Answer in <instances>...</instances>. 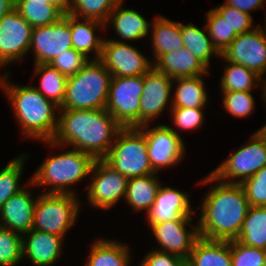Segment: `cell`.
<instances>
[{
    "mask_svg": "<svg viewBox=\"0 0 266 266\" xmlns=\"http://www.w3.org/2000/svg\"><path fill=\"white\" fill-rule=\"evenodd\" d=\"M14 8L15 4L11 0H0V20Z\"/></svg>",
    "mask_w": 266,
    "mask_h": 266,
    "instance_id": "7dc6e473",
    "label": "cell"
},
{
    "mask_svg": "<svg viewBox=\"0 0 266 266\" xmlns=\"http://www.w3.org/2000/svg\"><path fill=\"white\" fill-rule=\"evenodd\" d=\"M173 79L152 67L143 75L140 97V127L152 123L167 106L172 108ZM170 102V103H169Z\"/></svg>",
    "mask_w": 266,
    "mask_h": 266,
    "instance_id": "9a60e30c",
    "label": "cell"
},
{
    "mask_svg": "<svg viewBox=\"0 0 266 266\" xmlns=\"http://www.w3.org/2000/svg\"><path fill=\"white\" fill-rule=\"evenodd\" d=\"M10 71L0 76V88L11 103L14 118L26 138L51 141L57 131L60 107L30 85L9 81Z\"/></svg>",
    "mask_w": 266,
    "mask_h": 266,
    "instance_id": "3957f363",
    "label": "cell"
},
{
    "mask_svg": "<svg viewBox=\"0 0 266 266\" xmlns=\"http://www.w3.org/2000/svg\"><path fill=\"white\" fill-rule=\"evenodd\" d=\"M112 77L141 76L147 73L153 62L130 43L104 39L99 59Z\"/></svg>",
    "mask_w": 266,
    "mask_h": 266,
    "instance_id": "4fadbf2b",
    "label": "cell"
},
{
    "mask_svg": "<svg viewBox=\"0 0 266 266\" xmlns=\"http://www.w3.org/2000/svg\"><path fill=\"white\" fill-rule=\"evenodd\" d=\"M228 6L234 7L242 12L251 14L252 12L264 6L265 0H224Z\"/></svg>",
    "mask_w": 266,
    "mask_h": 266,
    "instance_id": "f6af8a7d",
    "label": "cell"
},
{
    "mask_svg": "<svg viewBox=\"0 0 266 266\" xmlns=\"http://www.w3.org/2000/svg\"><path fill=\"white\" fill-rule=\"evenodd\" d=\"M153 67L172 79L207 75L210 71L185 47L162 54L153 63Z\"/></svg>",
    "mask_w": 266,
    "mask_h": 266,
    "instance_id": "7402d4cb",
    "label": "cell"
},
{
    "mask_svg": "<svg viewBox=\"0 0 266 266\" xmlns=\"http://www.w3.org/2000/svg\"><path fill=\"white\" fill-rule=\"evenodd\" d=\"M58 127L51 141H43L52 148L67 145L104 159L123 128L106 109L74 110L60 109Z\"/></svg>",
    "mask_w": 266,
    "mask_h": 266,
    "instance_id": "6da1fadb",
    "label": "cell"
},
{
    "mask_svg": "<svg viewBox=\"0 0 266 266\" xmlns=\"http://www.w3.org/2000/svg\"><path fill=\"white\" fill-rule=\"evenodd\" d=\"M235 240L266 251V207H249Z\"/></svg>",
    "mask_w": 266,
    "mask_h": 266,
    "instance_id": "1f68e13d",
    "label": "cell"
},
{
    "mask_svg": "<svg viewBox=\"0 0 266 266\" xmlns=\"http://www.w3.org/2000/svg\"><path fill=\"white\" fill-rule=\"evenodd\" d=\"M261 89L263 92L262 99H264L263 102H265L264 104H266V77L265 79H263V86Z\"/></svg>",
    "mask_w": 266,
    "mask_h": 266,
    "instance_id": "c3c4849f",
    "label": "cell"
},
{
    "mask_svg": "<svg viewBox=\"0 0 266 266\" xmlns=\"http://www.w3.org/2000/svg\"><path fill=\"white\" fill-rule=\"evenodd\" d=\"M232 266H266V251L230 240Z\"/></svg>",
    "mask_w": 266,
    "mask_h": 266,
    "instance_id": "f35d334b",
    "label": "cell"
},
{
    "mask_svg": "<svg viewBox=\"0 0 266 266\" xmlns=\"http://www.w3.org/2000/svg\"><path fill=\"white\" fill-rule=\"evenodd\" d=\"M180 30L183 39V45L188 48L192 54L201 61L209 70L212 56L221 57V54L214 47L210 39L206 26L199 28L192 22L188 24L180 23Z\"/></svg>",
    "mask_w": 266,
    "mask_h": 266,
    "instance_id": "f1b7e54d",
    "label": "cell"
},
{
    "mask_svg": "<svg viewBox=\"0 0 266 266\" xmlns=\"http://www.w3.org/2000/svg\"><path fill=\"white\" fill-rule=\"evenodd\" d=\"M22 235L0 226V266H17L23 260Z\"/></svg>",
    "mask_w": 266,
    "mask_h": 266,
    "instance_id": "8d00e7d4",
    "label": "cell"
},
{
    "mask_svg": "<svg viewBox=\"0 0 266 266\" xmlns=\"http://www.w3.org/2000/svg\"><path fill=\"white\" fill-rule=\"evenodd\" d=\"M139 266H186V259L179 255L155 249L150 250L142 258Z\"/></svg>",
    "mask_w": 266,
    "mask_h": 266,
    "instance_id": "ee69618b",
    "label": "cell"
},
{
    "mask_svg": "<svg viewBox=\"0 0 266 266\" xmlns=\"http://www.w3.org/2000/svg\"><path fill=\"white\" fill-rule=\"evenodd\" d=\"M157 173L128 179L124 201L133 212L147 211L155 201L161 181Z\"/></svg>",
    "mask_w": 266,
    "mask_h": 266,
    "instance_id": "83f0119b",
    "label": "cell"
},
{
    "mask_svg": "<svg viewBox=\"0 0 266 266\" xmlns=\"http://www.w3.org/2000/svg\"><path fill=\"white\" fill-rule=\"evenodd\" d=\"M85 266H129L131 252L127 244L118 240L98 238L90 245Z\"/></svg>",
    "mask_w": 266,
    "mask_h": 266,
    "instance_id": "484cf974",
    "label": "cell"
},
{
    "mask_svg": "<svg viewBox=\"0 0 266 266\" xmlns=\"http://www.w3.org/2000/svg\"><path fill=\"white\" fill-rule=\"evenodd\" d=\"M221 56L226 61L244 65L263 79L266 75V40L258 26L238 34Z\"/></svg>",
    "mask_w": 266,
    "mask_h": 266,
    "instance_id": "2e32d148",
    "label": "cell"
},
{
    "mask_svg": "<svg viewBox=\"0 0 266 266\" xmlns=\"http://www.w3.org/2000/svg\"><path fill=\"white\" fill-rule=\"evenodd\" d=\"M111 73L100 60H90L77 74L68 77L60 109H106Z\"/></svg>",
    "mask_w": 266,
    "mask_h": 266,
    "instance_id": "5b68a950",
    "label": "cell"
},
{
    "mask_svg": "<svg viewBox=\"0 0 266 266\" xmlns=\"http://www.w3.org/2000/svg\"><path fill=\"white\" fill-rule=\"evenodd\" d=\"M27 186L17 194L11 196L0 208V226L21 235L33 227L34 207L37 197L33 198L30 187L31 179Z\"/></svg>",
    "mask_w": 266,
    "mask_h": 266,
    "instance_id": "d6986e66",
    "label": "cell"
},
{
    "mask_svg": "<svg viewBox=\"0 0 266 266\" xmlns=\"http://www.w3.org/2000/svg\"><path fill=\"white\" fill-rule=\"evenodd\" d=\"M121 0H69L68 14L103 24Z\"/></svg>",
    "mask_w": 266,
    "mask_h": 266,
    "instance_id": "836d02e7",
    "label": "cell"
},
{
    "mask_svg": "<svg viewBox=\"0 0 266 266\" xmlns=\"http://www.w3.org/2000/svg\"><path fill=\"white\" fill-rule=\"evenodd\" d=\"M237 34H242L253 30V16L246 12H242L225 3L214 9Z\"/></svg>",
    "mask_w": 266,
    "mask_h": 266,
    "instance_id": "7bdbcfd3",
    "label": "cell"
},
{
    "mask_svg": "<svg viewBox=\"0 0 266 266\" xmlns=\"http://www.w3.org/2000/svg\"><path fill=\"white\" fill-rule=\"evenodd\" d=\"M63 237L31 229L22 235L23 259L34 266H53L61 257Z\"/></svg>",
    "mask_w": 266,
    "mask_h": 266,
    "instance_id": "ffe728a7",
    "label": "cell"
},
{
    "mask_svg": "<svg viewBox=\"0 0 266 266\" xmlns=\"http://www.w3.org/2000/svg\"><path fill=\"white\" fill-rule=\"evenodd\" d=\"M33 27L14 8L0 20V68L23 60Z\"/></svg>",
    "mask_w": 266,
    "mask_h": 266,
    "instance_id": "5bb4252c",
    "label": "cell"
},
{
    "mask_svg": "<svg viewBox=\"0 0 266 266\" xmlns=\"http://www.w3.org/2000/svg\"><path fill=\"white\" fill-rule=\"evenodd\" d=\"M241 185L250 206L266 207V166L246 179Z\"/></svg>",
    "mask_w": 266,
    "mask_h": 266,
    "instance_id": "60d3db41",
    "label": "cell"
},
{
    "mask_svg": "<svg viewBox=\"0 0 266 266\" xmlns=\"http://www.w3.org/2000/svg\"><path fill=\"white\" fill-rule=\"evenodd\" d=\"M252 91H233L221 92L223 95V108L226 112L236 118H245L253 114L255 107V99Z\"/></svg>",
    "mask_w": 266,
    "mask_h": 266,
    "instance_id": "74e56055",
    "label": "cell"
},
{
    "mask_svg": "<svg viewBox=\"0 0 266 266\" xmlns=\"http://www.w3.org/2000/svg\"><path fill=\"white\" fill-rule=\"evenodd\" d=\"M104 159L128 179L157 173L150 163L145 133L139 127L122 128Z\"/></svg>",
    "mask_w": 266,
    "mask_h": 266,
    "instance_id": "8992f818",
    "label": "cell"
},
{
    "mask_svg": "<svg viewBox=\"0 0 266 266\" xmlns=\"http://www.w3.org/2000/svg\"><path fill=\"white\" fill-rule=\"evenodd\" d=\"M87 203L96 209L110 210L124 200L128 178L120 174L105 159H96L90 173Z\"/></svg>",
    "mask_w": 266,
    "mask_h": 266,
    "instance_id": "30bf717a",
    "label": "cell"
},
{
    "mask_svg": "<svg viewBox=\"0 0 266 266\" xmlns=\"http://www.w3.org/2000/svg\"><path fill=\"white\" fill-rule=\"evenodd\" d=\"M15 9L33 28L49 26L64 17L57 6L38 0H17Z\"/></svg>",
    "mask_w": 266,
    "mask_h": 266,
    "instance_id": "d6a6232c",
    "label": "cell"
},
{
    "mask_svg": "<svg viewBox=\"0 0 266 266\" xmlns=\"http://www.w3.org/2000/svg\"><path fill=\"white\" fill-rule=\"evenodd\" d=\"M186 266H232L230 241L199 237L186 260Z\"/></svg>",
    "mask_w": 266,
    "mask_h": 266,
    "instance_id": "d4e9b609",
    "label": "cell"
},
{
    "mask_svg": "<svg viewBox=\"0 0 266 266\" xmlns=\"http://www.w3.org/2000/svg\"><path fill=\"white\" fill-rule=\"evenodd\" d=\"M81 202L78 195L40 193L34 207L32 229L66 237L77 221Z\"/></svg>",
    "mask_w": 266,
    "mask_h": 266,
    "instance_id": "52a82bcc",
    "label": "cell"
},
{
    "mask_svg": "<svg viewBox=\"0 0 266 266\" xmlns=\"http://www.w3.org/2000/svg\"><path fill=\"white\" fill-rule=\"evenodd\" d=\"M95 160L92 155L74 148L50 155L30 177L32 187H51L43 193L77 195L73 185L90 176Z\"/></svg>",
    "mask_w": 266,
    "mask_h": 266,
    "instance_id": "277c9868",
    "label": "cell"
},
{
    "mask_svg": "<svg viewBox=\"0 0 266 266\" xmlns=\"http://www.w3.org/2000/svg\"><path fill=\"white\" fill-rule=\"evenodd\" d=\"M98 29L99 31H106L105 24L96 20L81 19L70 15L72 48L83 53L90 60L89 54L93 52L94 58L92 60H99L105 38L96 35Z\"/></svg>",
    "mask_w": 266,
    "mask_h": 266,
    "instance_id": "603a6c76",
    "label": "cell"
},
{
    "mask_svg": "<svg viewBox=\"0 0 266 266\" xmlns=\"http://www.w3.org/2000/svg\"><path fill=\"white\" fill-rule=\"evenodd\" d=\"M189 194L170 186H159L152 207L146 213L148 225L171 220H194Z\"/></svg>",
    "mask_w": 266,
    "mask_h": 266,
    "instance_id": "ac0fdd59",
    "label": "cell"
},
{
    "mask_svg": "<svg viewBox=\"0 0 266 266\" xmlns=\"http://www.w3.org/2000/svg\"><path fill=\"white\" fill-rule=\"evenodd\" d=\"M89 61L83 53L71 48L59 54L50 64L68 78L77 74Z\"/></svg>",
    "mask_w": 266,
    "mask_h": 266,
    "instance_id": "b9f144b4",
    "label": "cell"
},
{
    "mask_svg": "<svg viewBox=\"0 0 266 266\" xmlns=\"http://www.w3.org/2000/svg\"><path fill=\"white\" fill-rule=\"evenodd\" d=\"M220 58L228 64H224L225 69L220 80L221 92L253 91L263 86V78L256 72L244 65L226 61L222 56Z\"/></svg>",
    "mask_w": 266,
    "mask_h": 266,
    "instance_id": "f546056e",
    "label": "cell"
},
{
    "mask_svg": "<svg viewBox=\"0 0 266 266\" xmlns=\"http://www.w3.org/2000/svg\"><path fill=\"white\" fill-rule=\"evenodd\" d=\"M143 75L112 77L106 110L123 128L140 127V97Z\"/></svg>",
    "mask_w": 266,
    "mask_h": 266,
    "instance_id": "9c48e42d",
    "label": "cell"
},
{
    "mask_svg": "<svg viewBox=\"0 0 266 266\" xmlns=\"http://www.w3.org/2000/svg\"><path fill=\"white\" fill-rule=\"evenodd\" d=\"M198 183L213 184L201 201L197 223L199 237L235 240L250 207L244 188L241 184L221 182L210 173Z\"/></svg>",
    "mask_w": 266,
    "mask_h": 266,
    "instance_id": "7a4b0ae2",
    "label": "cell"
},
{
    "mask_svg": "<svg viewBox=\"0 0 266 266\" xmlns=\"http://www.w3.org/2000/svg\"><path fill=\"white\" fill-rule=\"evenodd\" d=\"M34 75H38L39 86L32 85L45 98L61 107L64 102L67 77L51 64H34Z\"/></svg>",
    "mask_w": 266,
    "mask_h": 266,
    "instance_id": "4dcf8cb0",
    "label": "cell"
},
{
    "mask_svg": "<svg viewBox=\"0 0 266 266\" xmlns=\"http://www.w3.org/2000/svg\"><path fill=\"white\" fill-rule=\"evenodd\" d=\"M247 145L225 159L210 174L217 180L229 184H242L266 166V141L256 131ZM238 178V179H237Z\"/></svg>",
    "mask_w": 266,
    "mask_h": 266,
    "instance_id": "ba28073f",
    "label": "cell"
},
{
    "mask_svg": "<svg viewBox=\"0 0 266 266\" xmlns=\"http://www.w3.org/2000/svg\"><path fill=\"white\" fill-rule=\"evenodd\" d=\"M265 16H266V14H265ZM264 22H265V23H264V27H265V28H263L261 25L259 26V24H258V27H259V29H260V31H261V33H262L264 39L266 40V17H265Z\"/></svg>",
    "mask_w": 266,
    "mask_h": 266,
    "instance_id": "f907efd6",
    "label": "cell"
},
{
    "mask_svg": "<svg viewBox=\"0 0 266 266\" xmlns=\"http://www.w3.org/2000/svg\"><path fill=\"white\" fill-rule=\"evenodd\" d=\"M150 124L139 127L146 136L148 155L153 169L159 171L169 166H178L186 148L184 140L166 124Z\"/></svg>",
    "mask_w": 266,
    "mask_h": 266,
    "instance_id": "8fae6325",
    "label": "cell"
},
{
    "mask_svg": "<svg viewBox=\"0 0 266 266\" xmlns=\"http://www.w3.org/2000/svg\"><path fill=\"white\" fill-rule=\"evenodd\" d=\"M26 154H20L13 158L5 167L0 170V208L13 195L20 192L26 186L20 185Z\"/></svg>",
    "mask_w": 266,
    "mask_h": 266,
    "instance_id": "e575fe53",
    "label": "cell"
},
{
    "mask_svg": "<svg viewBox=\"0 0 266 266\" xmlns=\"http://www.w3.org/2000/svg\"><path fill=\"white\" fill-rule=\"evenodd\" d=\"M57 6L64 14L68 13L69 0H38Z\"/></svg>",
    "mask_w": 266,
    "mask_h": 266,
    "instance_id": "bcb514c9",
    "label": "cell"
},
{
    "mask_svg": "<svg viewBox=\"0 0 266 266\" xmlns=\"http://www.w3.org/2000/svg\"><path fill=\"white\" fill-rule=\"evenodd\" d=\"M203 109L204 108H171V120H173L172 122L175 127L169 126V128L180 137L181 134H179V131H176L174 128L177 127V129L184 131H192L201 128L205 118V111Z\"/></svg>",
    "mask_w": 266,
    "mask_h": 266,
    "instance_id": "ab89813d",
    "label": "cell"
},
{
    "mask_svg": "<svg viewBox=\"0 0 266 266\" xmlns=\"http://www.w3.org/2000/svg\"><path fill=\"white\" fill-rule=\"evenodd\" d=\"M257 132L265 139L266 141V124H264Z\"/></svg>",
    "mask_w": 266,
    "mask_h": 266,
    "instance_id": "681fc988",
    "label": "cell"
},
{
    "mask_svg": "<svg viewBox=\"0 0 266 266\" xmlns=\"http://www.w3.org/2000/svg\"><path fill=\"white\" fill-rule=\"evenodd\" d=\"M123 1L124 0H121L111 11L105 22V28H109V25H112L117 36L121 38L119 40H117V38H112L111 40L133 42L134 40L147 38V36H149L151 22L149 23V21L135 9L122 7Z\"/></svg>",
    "mask_w": 266,
    "mask_h": 266,
    "instance_id": "44dd1931",
    "label": "cell"
},
{
    "mask_svg": "<svg viewBox=\"0 0 266 266\" xmlns=\"http://www.w3.org/2000/svg\"><path fill=\"white\" fill-rule=\"evenodd\" d=\"M204 76L180 77L173 79L175 93L172 96V108H205L208 105Z\"/></svg>",
    "mask_w": 266,
    "mask_h": 266,
    "instance_id": "4316f807",
    "label": "cell"
},
{
    "mask_svg": "<svg viewBox=\"0 0 266 266\" xmlns=\"http://www.w3.org/2000/svg\"><path fill=\"white\" fill-rule=\"evenodd\" d=\"M193 220H171L168 222L153 224L150 229L160 248L159 251L179 255L188 259L194 243L199 238L198 224H192ZM190 230H188L187 228Z\"/></svg>",
    "mask_w": 266,
    "mask_h": 266,
    "instance_id": "e0dca14e",
    "label": "cell"
},
{
    "mask_svg": "<svg viewBox=\"0 0 266 266\" xmlns=\"http://www.w3.org/2000/svg\"><path fill=\"white\" fill-rule=\"evenodd\" d=\"M71 48L72 36L68 13L54 24L32 29L29 53H34V64H50L59 54Z\"/></svg>",
    "mask_w": 266,
    "mask_h": 266,
    "instance_id": "7c38bea8",
    "label": "cell"
},
{
    "mask_svg": "<svg viewBox=\"0 0 266 266\" xmlns=\"http://www.w3.org/2000/svg\"><path fill=\"white\" fill-rule=\"evenodd\" d=\"M150 39L153 52V63L162 55L184 47L180 22L158 15L151 21ZM152 28V29H151Z\"/></svg>",
    "mask_w": 266,
    "mask_h": 266,
    "instance_id": "cb8c5ba5",
    "label": "cell"
},
{
    "mask_svg": "<svg viewBox=\"0 0 266 266\" xmlns=\"http://www.w3.org/2000/svg\"><path fill=\"white\" fill-rule=\"evenodd\" d=\"M205 26L214 47L220 54L238 36L214 9L206 12Z\"/></svg>",
    "mask_w": 266,
    "mask_h": 266,
    "instance_id": "d590c367",
    "label": "cell"
}]
</instances>
